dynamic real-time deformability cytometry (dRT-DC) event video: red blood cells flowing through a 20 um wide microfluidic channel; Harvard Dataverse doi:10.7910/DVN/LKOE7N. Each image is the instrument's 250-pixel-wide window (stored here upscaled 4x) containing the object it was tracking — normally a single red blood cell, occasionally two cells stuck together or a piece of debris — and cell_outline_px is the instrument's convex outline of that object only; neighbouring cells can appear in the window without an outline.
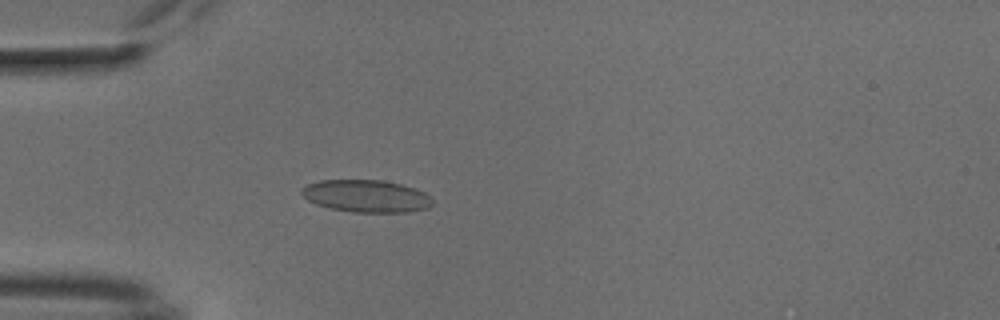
{"species": "common noctule bat (a hibernating species)", "species_latin": "Nyctalus noctula", "temperature_condition": "cold", "stored_images_in_passage": 39, "camera_frame_rate_fps": 3000, "um_per_image_px": 0.085, "animal": {"sex": "male", "body_mass_g": 18.8}, "frame": {"image": 1, "passage_image": 12, "time_ms": 3.667, "image_size_px": [1000, 320], "cell_outline_px": [[432, 204], [428, 208], [408, 212], [352, 212], [332, 208], [316, 204], [308, 200], [300, 192], [300, 188], [308, 184], [320, 180], [380, 180], [400, 184], [424, 192], [432, 200]], "centroid_in_image_um": [31.1, 16.67], "position_along_channel_um": 53.9, "area_um2": 24.45}}
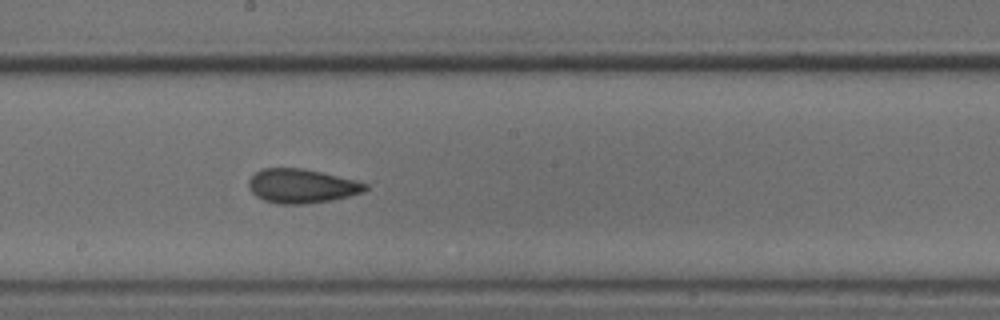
{"frame": {"image": 2, "passage_image": 26, "time_ms": 8.333, "image_size_px": [1000, 320], "cell_outline_px": [[368, 188], [364, 192], [332, 200], [304, 204], [276, 204], [264, 200], [256, 196], [248, 188], [248, 180], [256, 172], [264, 168], [300, 168], [320, 172], [356, 180], [368, 184]], "centroid_in_image_um": [25.63, 15.82], "position_along_channel_um": 222.6, "area_um2": 23.18}}
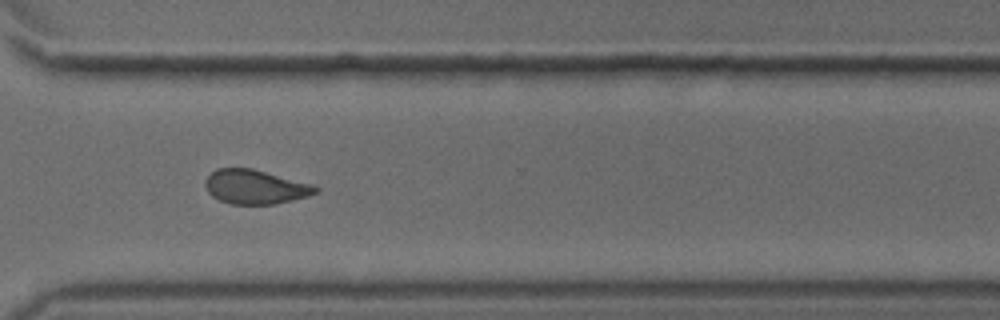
{"frame": {"image": 3, "passage_image": 36, "time_ms": 11.667, "image_size_px": [1000, 320], "cell_outline_px": [[320, 192], [308, 196], [276, 204], [228, 204], [212, 196], [208, 192], [204, 184], [204, 180], [216, 168], [252, 168], [312, 184], [320, 188]], "centroid_in_image_um": [21.7, 15.89], "position_along_channel_um": 348.9, "area_um2": 22.14}, "authors_computed_cell_mechanics": {"area_um2": 23.12, "velocity_mm_per_s": 3.796, "shape_relaxation_time_tau1_ms": null, "shape_relaxation_time_tau2_ms": 2.9371, "deformation_change_tau1": null, "deformation_change_tau2": 0.0571}}